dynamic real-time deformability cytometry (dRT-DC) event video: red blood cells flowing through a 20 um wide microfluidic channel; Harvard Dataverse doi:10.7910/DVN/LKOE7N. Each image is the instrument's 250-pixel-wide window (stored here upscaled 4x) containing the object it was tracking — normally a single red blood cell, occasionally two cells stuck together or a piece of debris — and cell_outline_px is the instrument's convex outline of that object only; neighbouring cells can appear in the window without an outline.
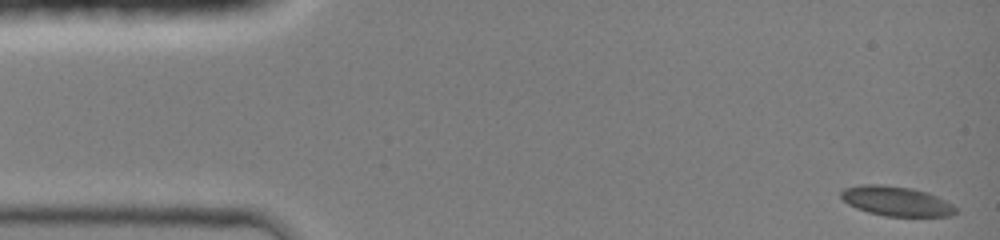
{"species": "common noctule bat (a hibernating species)", "species_latin": "Nyctalus noctula", "temperature_condition": "room temperature", "stored_images_in_passage": 44, "camera_frame_rate_fps": 3000, "um_per_image_px": 0.085, "animal": {"sex": "female", "body_mass_g": 19.0, "forearm_length_mm": 51.5}, "frame": {"image": 1, "passage_image": 1, "time_ms": 0.0, "image_size_px": [1000, 240], "cell_outline_px": [[956, 212], [952, 216], [884, 216], [868, 212], [856, 208], [848, 204], [840, 196], [840, 192], [844, 188], [860, 184], [884, 184], [912, 188], [928, 192], [952, 204], [956, 208]], "centroid_in_image_um": [76.16, 17.09], "position_along_channel_um": 8.8, "area_um2": 19.94}}
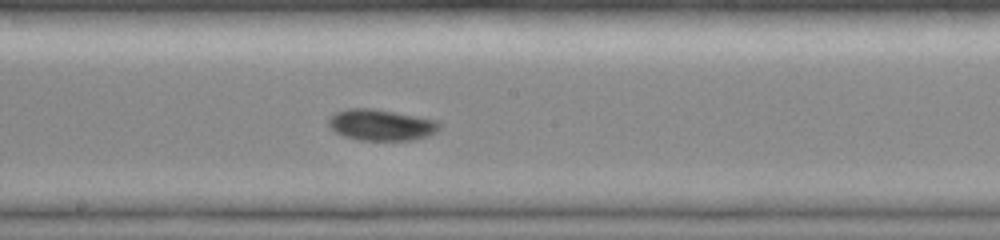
{"frame": {"image": 2, "passage_image": 24, "time_ms": 7.667, "image_size_px": [1000, 240], "cell_outline_px": [[440, 128], [436, 132], [428, 136], [412, 140], [356, 140], [344, 136], [336, 132], [328, 124], [328, 120], [336, 112], [348, 108], [372, 108], [440, 120]], "centroid_in_image_um": [32.43, 10.62], "position_along_channel_um": 215.8, "area_um2": 20.23}}
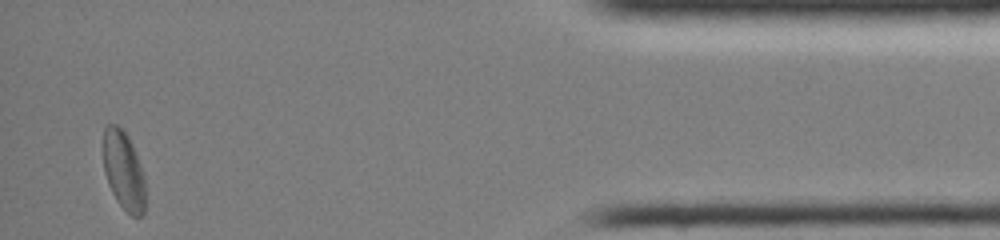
{"frame": {"image": 3, "passage_image": 43, "time_ms": 14.0, "image_size_px": [1000, 240], "cell_outline_px": [[144, 216], [132, 216], [116, 200], [108, 184], [104, 172], [104, 128], [108, 124], [116, 124], [128, 136], [132, 144], [140, 164], [144, 176]], "centroid_in_image_um": [10.51, 14.5], "position_along_channel_um": 424.7, "area_um2": 19.07}, "authors_computed_cell_mechanics": {"area_um2": 19.7676, "velocity_mm_per_s": 4.1919, "shape_relaxation_time_tau1_ms": 3.0898, "shape_relaxation_time_tau2_ms": null, "deformation_change_tau1": 0.0796, "deformation_change_tau2": null}}